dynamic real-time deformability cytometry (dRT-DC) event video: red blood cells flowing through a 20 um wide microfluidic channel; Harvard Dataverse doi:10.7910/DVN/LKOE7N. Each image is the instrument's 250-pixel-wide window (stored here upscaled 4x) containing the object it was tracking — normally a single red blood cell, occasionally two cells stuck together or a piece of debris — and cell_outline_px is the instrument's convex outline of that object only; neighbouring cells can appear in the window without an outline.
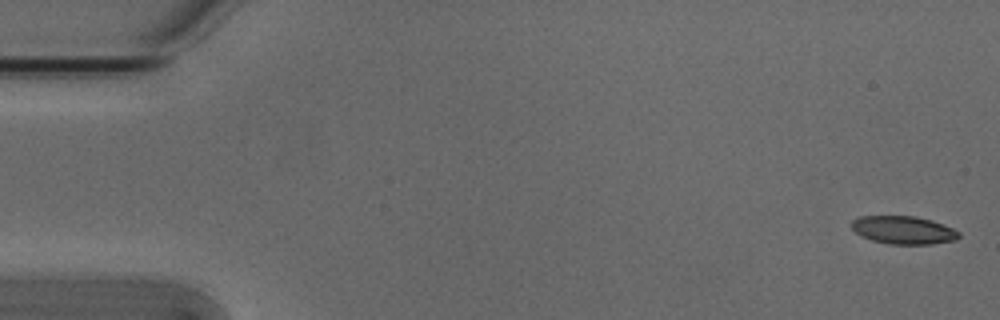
{"species": "Egyptian fruit bat (a non-hibernating species)", "species_latin": "Rousettus aegyptiacus", "temperature_condition": "cold", "stored_images_in_passage": 4, "camera_frame_rate_fps": 3000, "um_per_image_px": 0.085, "animal": {"sex": "male"}, "frame": {"image": 1, "passage_image": 1, "time_ms": 0.0, "image_size_px": [1000, 320], "cell_outline_px": [[960, 236], [956, 240], [932, 244], [888, 244], [872, 240], [856, 232], [852, 228], [852, 220], [860, 216], [916, 216], [932, 220], [944, 224], [960, 232]], "centroid_in_image_um": [76.83, 19.55], "position_along_channel_um": 8.2, "area_um2": 17.51}}
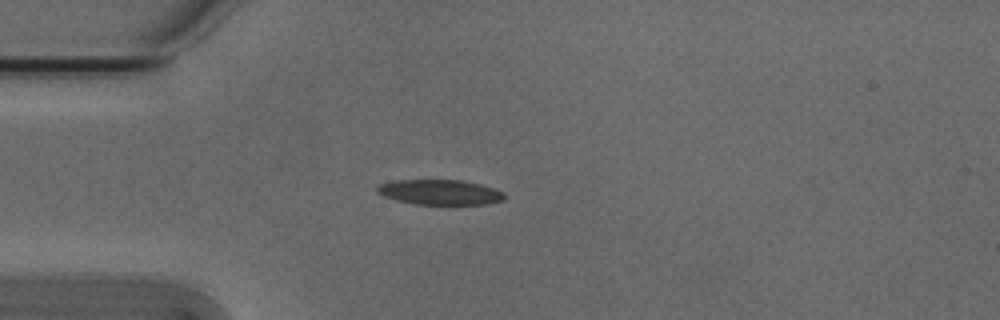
{"frame": {"image": 2, "passage_image": 4, "time_ms": 1.0, "image_size_px": [1000, 320], "cell_outline_px": [[504, 200], [488, 204], [412, 204], [396, 200], [384, 196], [376, 192], [376, 188], [380, 184], [396, 180], [460, 180], [480, 184], [496, 188], [504, 192]], "centroid_in_image_um": [37.41, 16.34], "position_along_channel_um": 47.6, "area_um2": 18.67}}